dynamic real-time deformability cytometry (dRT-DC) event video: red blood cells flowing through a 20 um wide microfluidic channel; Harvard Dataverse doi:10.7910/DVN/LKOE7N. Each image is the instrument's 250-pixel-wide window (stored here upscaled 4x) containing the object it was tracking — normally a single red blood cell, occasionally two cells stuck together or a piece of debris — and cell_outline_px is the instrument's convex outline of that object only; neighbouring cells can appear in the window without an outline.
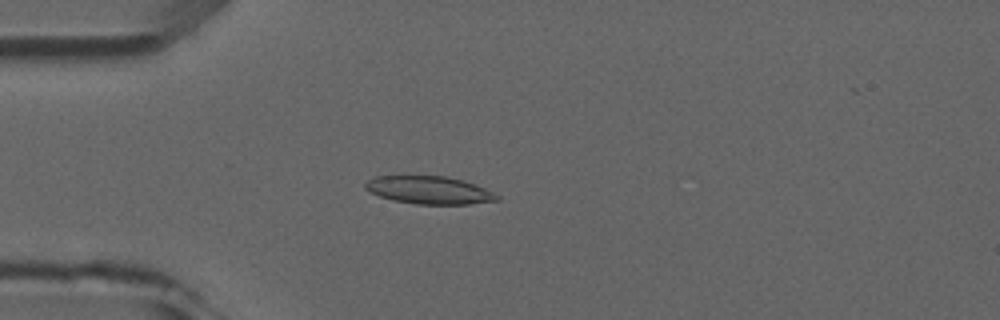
{"species": "common noctule bat (a hibernating species)", "species_latin": "Nyctalus noctula", "temperature_condition": "room temperature", "stored_images_in_passage": 4, "camera_frame_rate_fps": 3000, "um_per_image_px": 0.085, "animal": {"sex": "male", "forearm_length_mm": 52.5}, "frame": {"image": 1, "passage_image": 3, "time_ms": 2.333, "image_size_px": [1000, 320], "cell_outline_px": [[500, 200], [468, 204], [416, 204], [392, 200], [380, 196], [364, 188], [364, 184], [368, 180], [376, 176], [444, 176], [460, 180], [484, 188], [500, 196]], "centroid_in_image_um": [36.46, 16.17], "position_along_channel_um": 48.5, "area_um2": 21.04}}